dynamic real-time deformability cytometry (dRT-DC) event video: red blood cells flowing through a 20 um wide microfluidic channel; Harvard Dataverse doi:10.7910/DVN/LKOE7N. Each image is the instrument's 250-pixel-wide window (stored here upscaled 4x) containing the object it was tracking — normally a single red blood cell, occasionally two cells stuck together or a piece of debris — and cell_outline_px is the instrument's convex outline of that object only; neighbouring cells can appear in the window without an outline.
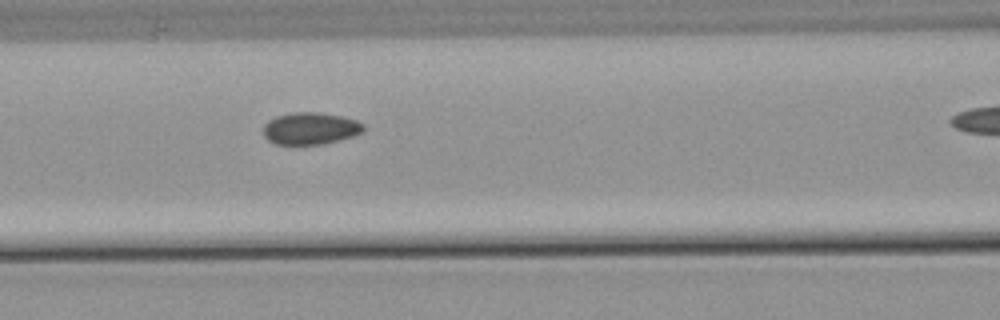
{"species": "common noctule bat (a hibernating species)", "species_latin": "Nyctalus noctula", "temperature_condition": "warm", "stored_images_in_passage": 37, "camera_frame_rate_fps": 3000, "um_per_image_px": 0.085, "animal": {"sex": "male", "body_mass_g": 21.5, "forearm_length_mm": 52.0}, "frame": {"image": 1, "passage_image": 17, "time_ms": 5.333, "image_size_px": [1000, 320], "cell_outline_px": [[364, 132], [340, 140], [320, 144], [276, 144], [268, 140], [264, 136], [264, 124], [268, 120], [276, 116], [292, 112], [316, 112], [340, 116], [356, 120], [364, 124]], "centroid_in_image_um": [26.38, 10.91], "position_along_channel_um": 140.2, "area_um2": 18.67}}
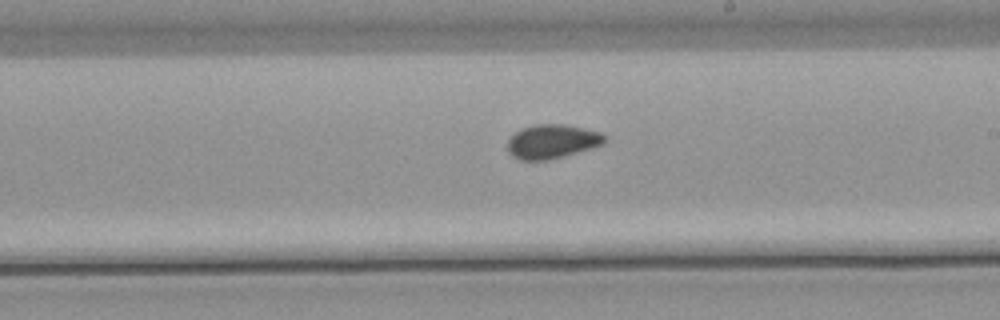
{"frame": {"image": 2, "passage_image": 25, "time_ms": 8.0, "image_size_px": [1000, 320], "cell_outline_px": [[608, 140], [604, 144], [592, 148], [544, 160], [520, 160], [512, 156], [508, 152], [508, 140], [516, 132], [524, 128], [536, 124], [564, 124], [584, 128], [600, 132]], "centroid_in_image_um": [46.94, 12.02], "position_along_channel_um": 242.1, "area_um2": 19.02}}
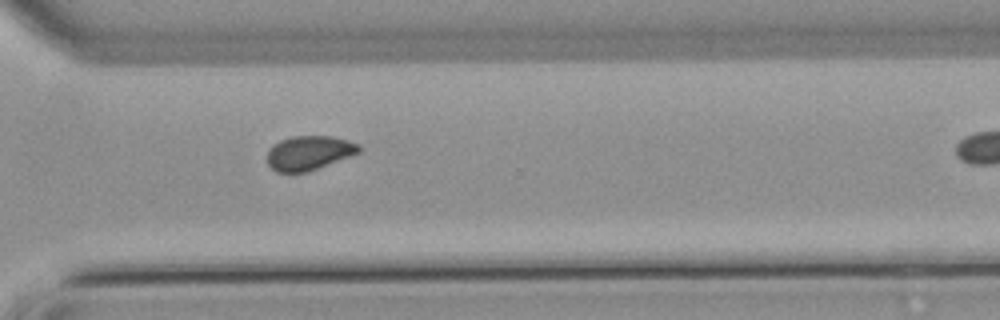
{"frame": {"image": 3, "passage_image": 33, "time_ms": 10.667, "image_size_px": [1000, 320], "cell_outline_px": [[360, 152], [308, 172], [276, 172], [268, 164], [268, 148], [272, 144], [280, 140], [292, 136], [332, 136], [348, 140], [360, 144]], "centroid_in_image_um": [26.25, 12.98], "position_along_channel_um": 344.3, "area_um2": 18.38}}